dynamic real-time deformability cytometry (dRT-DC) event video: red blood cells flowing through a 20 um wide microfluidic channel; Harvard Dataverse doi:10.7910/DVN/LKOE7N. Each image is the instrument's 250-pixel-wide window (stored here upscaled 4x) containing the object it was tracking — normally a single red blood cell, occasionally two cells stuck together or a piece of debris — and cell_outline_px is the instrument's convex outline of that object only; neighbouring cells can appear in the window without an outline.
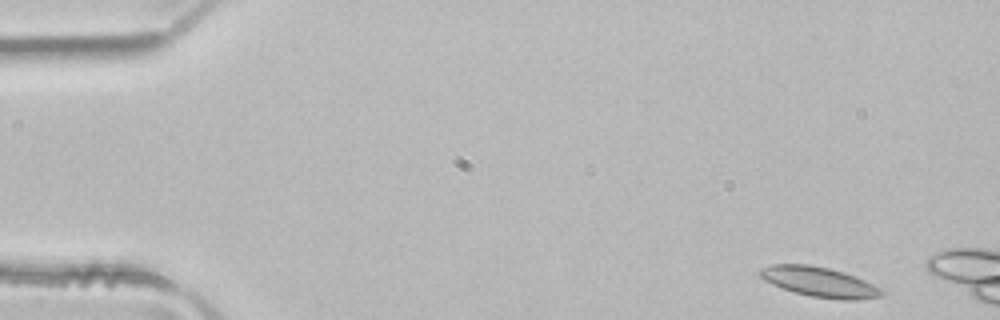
{"species": "common noctule bat (a hibernating species)", "species_latin": "Nyctalus noctula", "temperature_condition": "room temperature", "stored_images_in_passage": 3, "camera_frame_rate_fps": 3000, "um_per_image_px": 0.085, "animal": {"sex": "male", "body_mass_g": 21.5, "forearm_length_mm": 52.0}, "frame": {"image": 1, "passage_image": 1, "time_ms": 0.0, "image_size_px": [1000, 320], "cell_outline_px": [[884, 296], [856, 300], [840, 300], [812, 296], [796, 292], [772, 284], [764, 280], [756, 272], [760, 268], [772, 264], [808, 264], [828, 268], [844, 272], [864, 280], [880, 288], [884, 292]], "centroid_in_image_um": [69.64, 23.96], "position_along_channel_um": 15.4, "area_um2": 21.15}}